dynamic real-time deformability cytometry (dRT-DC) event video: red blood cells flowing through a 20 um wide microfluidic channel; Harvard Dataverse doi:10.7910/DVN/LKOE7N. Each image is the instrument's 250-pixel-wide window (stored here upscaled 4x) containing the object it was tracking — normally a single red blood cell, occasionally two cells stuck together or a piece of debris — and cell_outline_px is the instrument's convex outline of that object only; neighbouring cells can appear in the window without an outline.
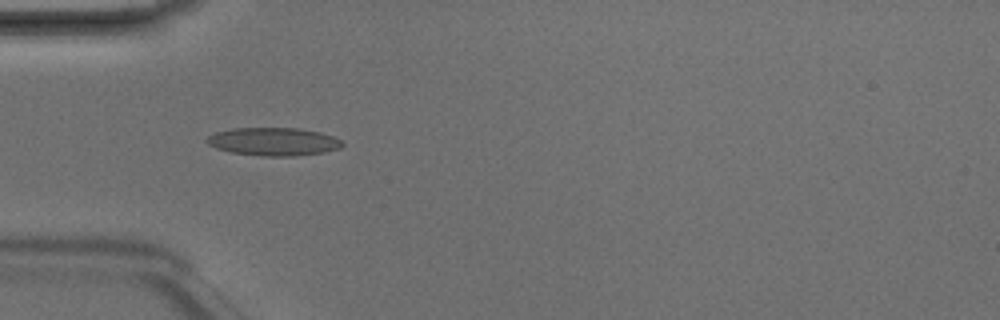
{"species": "Egyptian fruit bat (a non-hibernating species)", "species_latin": "Rousettus aegyptiacus", "temperature_condition": "room temperature", "stored_images_in_passage": 3, "camera_frame_rate_fps": 3000, "um_per_image_px": 0.085, "animal": {"sex": "male"}, "frame": {"image": 1, "passage_image": 1, "time_ms": 0.0, "image_size_px": [1000, 320], "cell_outline_px": [[344, 144], [340, 148], [324, 152], [292, 156], [260, 156], [232, 152], [216, 148], [208, 144], [204, 140], [208, 136], [216, 132], [232, 128], [300, 128], [320, 132], [332, 136], [340, 140]], "centroid_in_image_um": [23.23, 12.03], "position_along_channel_um": 61.8, "area_um2": 22.14}}